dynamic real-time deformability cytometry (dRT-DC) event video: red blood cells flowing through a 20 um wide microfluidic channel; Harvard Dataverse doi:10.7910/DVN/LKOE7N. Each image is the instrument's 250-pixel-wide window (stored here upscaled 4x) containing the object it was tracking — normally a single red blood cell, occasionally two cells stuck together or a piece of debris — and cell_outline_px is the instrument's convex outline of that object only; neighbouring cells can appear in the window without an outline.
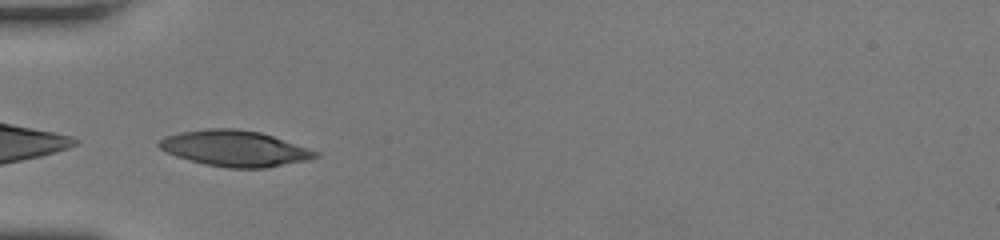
{"species": "human", "species_latin": "Homo sapiens", "temperature_condition": "room temperature", "stored_images_in_passage": 35, "camera_frame_rate_fps": 3000, "um_per_image_px": 0.085, "donor": {"sex": "female"}, "frame": {"image": 1, "passage_image": 1, "time_ms": 0.0, "image_size_px": [1000, 240], "cell_outline_px": [[320, 156], [308, 160], [264, 168], [228, 168], [204, 164], [176, 156], [160, 148], [156, 144], [164, 136], [180, 132], [208, 128], [236, 128], [260, 132], [320, 152]], "centroid_in_image_um": [19.95, 12.61], "position_along_channel_um": 65.1, "area_um2": 32.6}}
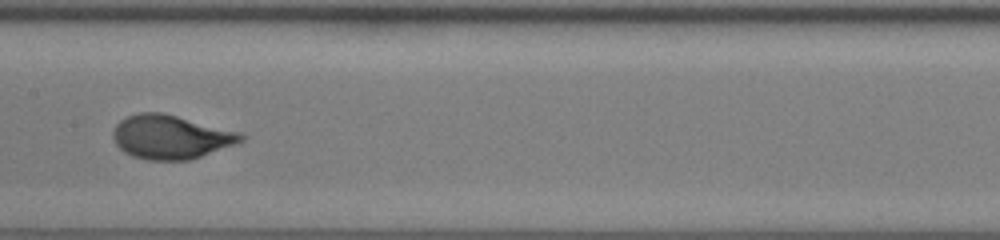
{"frame": {"image": 2, "passage_image": 11, "time_ms": 3.333, "image_size_px": [1000, 240], "cell_outline_px": [[248, 136], [244, 140], [200, 156], [188, 160], [148, 160], [132, 156], [124, 152], [116, 144], [112, 136], [112, 132], [116, 124], [120, 120], [128, 116], [140, 112], [164, 112], [240, 132]], "centroid_in_image_um": [14.49, 11.63], "position_along_channel_um": 192.9, "area_um2": 32.66}}
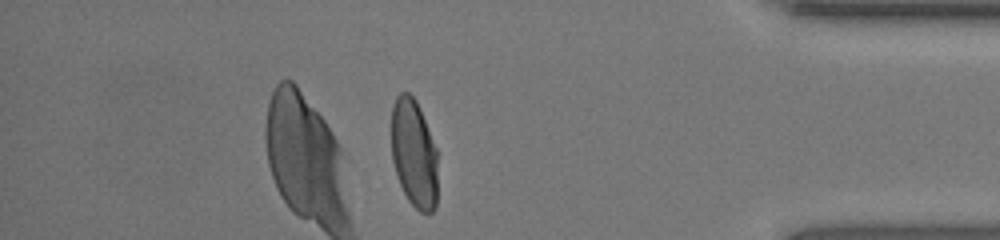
{"frame": {"image": 3, "passage_image": 29, "time_ms": 9.333, "image_size_px": [1000, 240], "cell_outline_px": [[436, 208], [432, 212], [420, 212], [408, 200], [396, 176], [392, 160], [392, 104], [396, 96], [400, 92], [408, 92], [416, 100], [420, 108], [436, 148]], "centroid_in_image_um": [35.17, 13.03], "position_along_channel_um": 400.0, "area_um2": 29.19}, "authors_computed_cell_mechanics": {"area_um2": 31.6744, "velocity_mm_per_s": 3.9497, "shape_relaxation_time_tau1_ms": 4.1618, "shape_relaxation_time_tau2_ms": null, "deformation_change_tau1": 0.2065, "deformation_change_tau2": null}}